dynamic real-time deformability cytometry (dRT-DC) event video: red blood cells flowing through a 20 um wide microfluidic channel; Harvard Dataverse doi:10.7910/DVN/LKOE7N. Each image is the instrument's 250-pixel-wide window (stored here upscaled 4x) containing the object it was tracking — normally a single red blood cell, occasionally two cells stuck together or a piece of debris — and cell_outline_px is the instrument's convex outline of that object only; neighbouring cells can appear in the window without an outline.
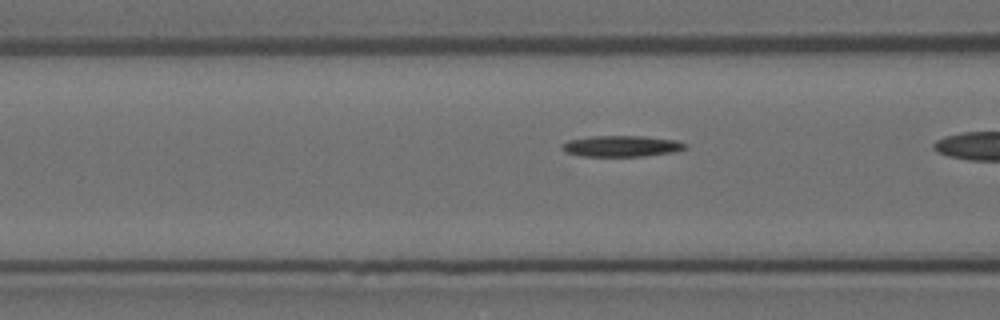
{"species": "Egyptian fruit bat (a non-hibernating species)", "species_latin": "Rousettus aegyptiacus", "temperature_condition": "room temperature", "stored_images_in_passage": 32, "camera_frame_rate_fps": 3000, "um_per_image_px": 0.085, "animal": {"sex": "female"}, "frame": {"image": 1, "passage_image": 10, "time_ms": 3.0, "image_size_px": [1000, 320], "cell_outline_px": [[688, 148], [676, 152], [644, 156], [584, 156], [564, 152], [560, 148], [560, 144], [568, 140], [592, 136], [644, 136], [676, 140], [688, 144]], "centroid_in_image_um": [52.84, 12.42], "position_along_channel_um": 113.8, "area_um2": 15.37}}